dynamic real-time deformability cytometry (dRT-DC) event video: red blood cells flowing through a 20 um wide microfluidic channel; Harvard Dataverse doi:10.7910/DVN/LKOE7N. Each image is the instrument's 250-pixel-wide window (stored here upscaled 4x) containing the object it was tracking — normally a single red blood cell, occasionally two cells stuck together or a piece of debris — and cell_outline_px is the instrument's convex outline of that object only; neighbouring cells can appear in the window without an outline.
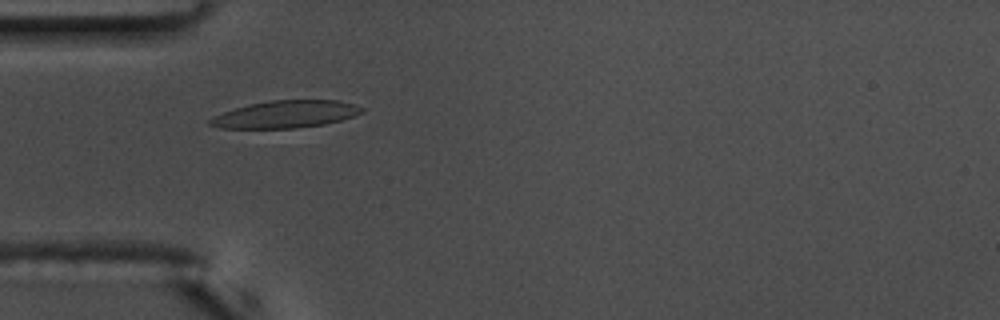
{"species": "common noctule bat (a hibernating species)", "species_latin": "Nyctalus noctula", "temperature_condition": "warm", "stored_images_in_passage": 36, "camera_frame_rate_fps": 3000, "um_per_image_px": 0.085, "animal": {"sex": "male", "body_mass_g": 17.5, "forearm_length_mm": 52.3}, "frame": {"image": 1, "passage_image": 1, "time_ms": 0.0, "image_size_px": [1000, 320], "cell_outline_px": [[364, 112], [340, 120], [324, 124], [296, 128], [220, 128], [208, 124], [208, 120], [212, 116], [236, 108], [268, 100], [340, 100], [356, 104], [364, 108]], "centroid_in_image_um": [24.29, 9.71], "position_along_channel_um": 60.7, "area_um2": 24.1}}